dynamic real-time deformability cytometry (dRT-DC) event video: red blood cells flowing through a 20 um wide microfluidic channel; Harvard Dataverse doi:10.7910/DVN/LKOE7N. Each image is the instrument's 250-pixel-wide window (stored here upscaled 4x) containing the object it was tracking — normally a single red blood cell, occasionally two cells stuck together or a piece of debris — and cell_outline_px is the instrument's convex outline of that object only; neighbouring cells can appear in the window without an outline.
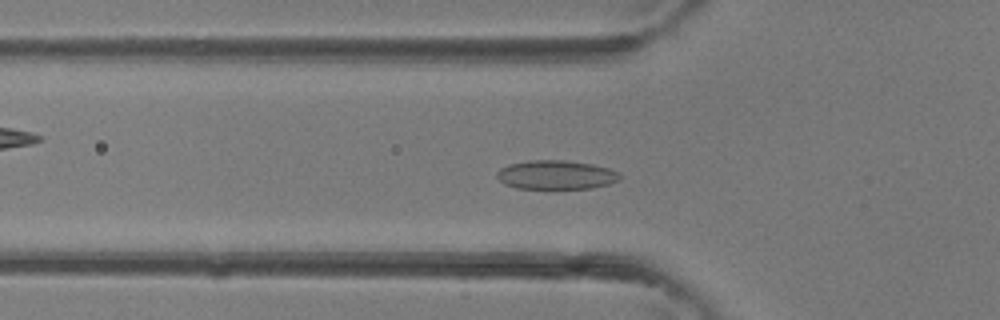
{"species": "common noctule bat (a hibernating species)", "species_latin": "Nyctalus noctula", "temperature_condition": "room temperature", "stored_images_in_passage": 39, "camera_frame_rate_fps": 3000, "um_per_image_px": 0.085, "animal": {"sex": "female"}, "frame": {"image": 1, "passage_image": 12, "time_ms": 3.667, "image_size_px": [1000, 320], "cell_outline_px": [[620, 180], [608, 184], [592, 188], [516, 188], [504, 184], [496, 176], [496, 172], [500, 168], [508, 164], [528, 160], [564, 160], [592, 164], [608, 168], [620, 172]], "centroid_in_image_um": [47.25, 14.85], "position_along_channel_um": 78.5, "area_um2": 20.81}}
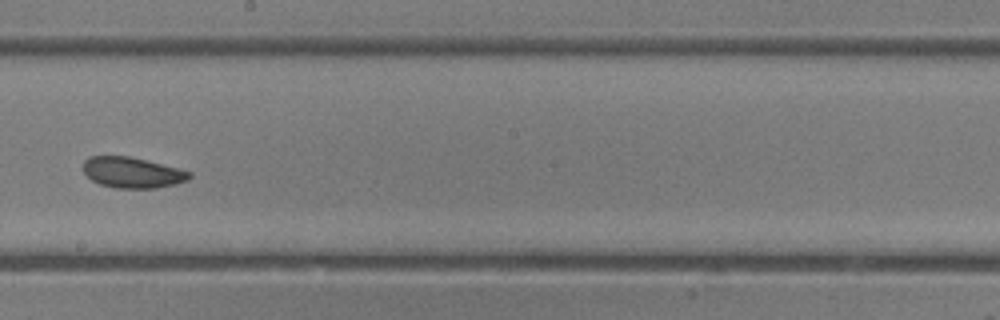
{"frame": {"image": 2, "passage_image": 21, "time_ms": 6.667, "image_size_px": [1000, 320], "cell_outline_px": [[192, 176], [188, 180], [176, 184], [156, 188], [116, 188], [100, 184], [92, 180], [84, 172], [84, 160], [88, 156], [128, 156], [180, 168], [192, 172]], "centroid_in_image_um": [11.28, 14.66], "position_along_channel_um": 236.9, "area_um2": 19.07}}
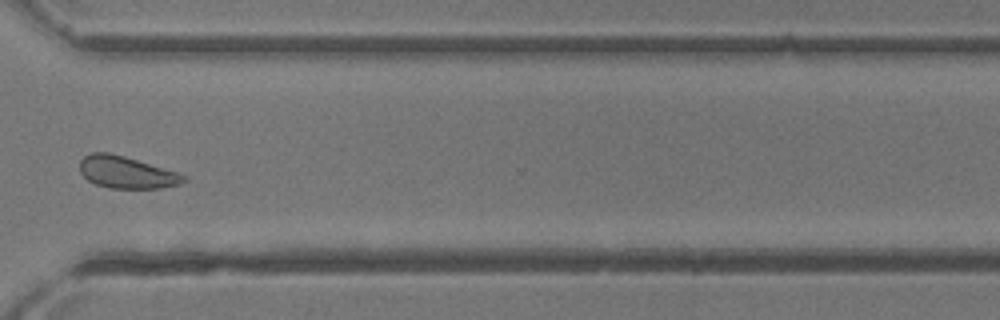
{"frame": {"image": 3, "passage_image": 28, "time_ms": 9.0, "image_size_px": [1000, 320], "cell_outline_px": [[188, 180], [180, 184], [160, 188], [112, 188], [96, 184], [88, 180], [80, 172], [80, 160], [84, 156], [92, 152], [108, 152], [124, 156], [176, 172], [188, 176]], "centroid_in_image_um": [10.76, 14.65], "position_along_channel_um": 359.8, "area_um2": 19.25}}